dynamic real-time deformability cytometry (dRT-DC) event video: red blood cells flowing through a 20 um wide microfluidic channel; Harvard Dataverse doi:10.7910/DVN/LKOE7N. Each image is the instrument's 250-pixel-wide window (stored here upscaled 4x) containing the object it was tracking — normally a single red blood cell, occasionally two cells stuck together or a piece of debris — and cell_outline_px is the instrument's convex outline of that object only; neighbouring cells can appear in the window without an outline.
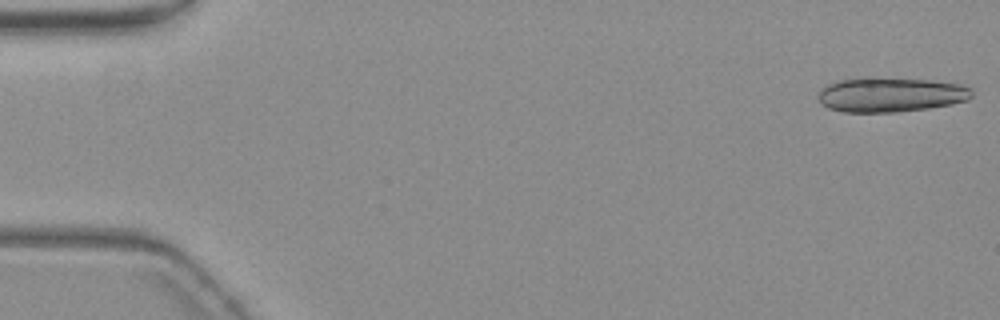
{"species": "common noctule bat (a hibernating species)", "species_latin": "Nyctalus noctula", "temperature_condition": "warm", "stored_images_in_passage": 10, "camera_frame_rate_fps": 3000, "um_per_image_px": 0.085, "animal": {"sex": "female", "body_mass_g": 19.3, "forearm_length_mm": 54.1}, "frame": {"image": 1, "passage_image": 1, "time_ms": 0.0, "image_size_px": [1000, 320], "cell_outline_px": [[972, 96], [968, 100], [952, 104], [928, 108], [896, 112], [844, 112], [828, 108], [820, 104], [816, 96], [828, 84], [840, 80], [868, 76], [932, 80], [960, 84], [972, 88]], "centroid_in_image_um": [75.7, 8.03], "position_along_channel_um": 9.3, "area_um2": 31.44}}